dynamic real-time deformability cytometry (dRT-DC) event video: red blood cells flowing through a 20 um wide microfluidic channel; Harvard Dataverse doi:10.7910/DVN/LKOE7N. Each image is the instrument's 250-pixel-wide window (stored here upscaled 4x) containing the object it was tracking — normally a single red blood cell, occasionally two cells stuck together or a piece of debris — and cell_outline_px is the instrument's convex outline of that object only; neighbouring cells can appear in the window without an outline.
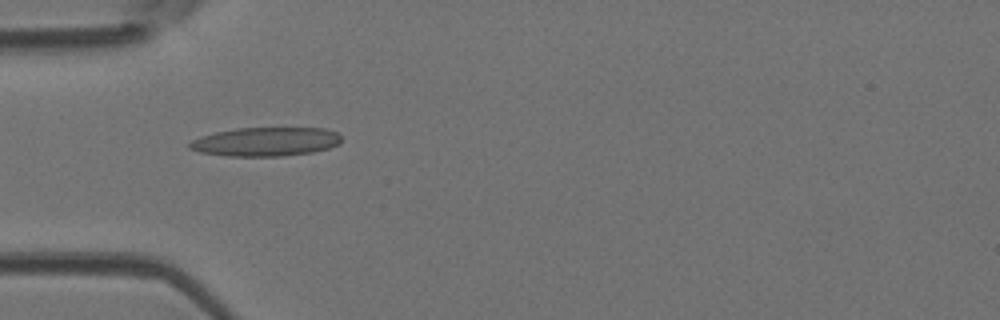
{"species": "Egyptian fruit bat (a non-hibernating species)", "species_latin": "Rousettus aegyptiacus", "temperature_condition": "room temperature", "stored_images_in_passage": 7, "camera_frame_rate_fps": 3000, "um_per_image_px": 0.085, "animal": {"sex": "female"}, "frame": {"image": 1, "passage_image": 4, "time_ms": 1.0, "image_size_px": [1000, 320], "cell_outline_px": [[340, 144], [328, 148], [312, 152], [284, 156], [228, 156], [200, 152], [188, 148], [188, 144], [192, 140], [200, 136], [216, 132], [236, 128], [324, 128], [336, 132], [340, 136]], "centroid_in_image_um": [22.57, 12.04], "position_along_channel_um": 62.4, "area_um2": 25.55}}
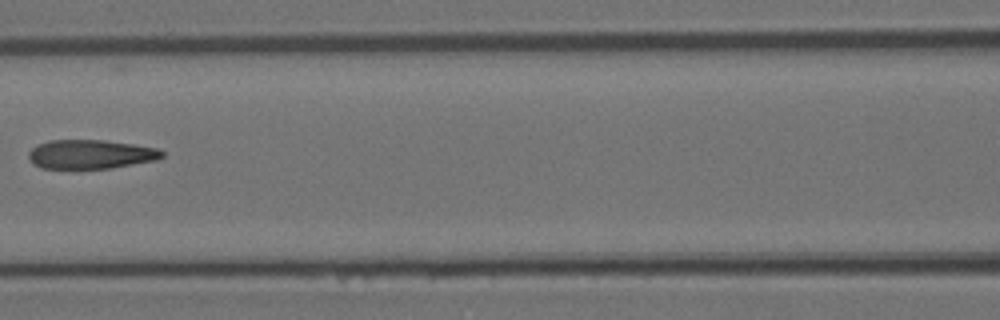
{"frame": {"image": 2, "passage_image": 6, "time_ms": 1.667, "image_size_px": [1000, 320], "cell_outline_px": [[164, 156], [156, 160], [112, 168], [40, 168], [32, 164], [28, 156], [28, 152], [36, 144], [48, 140], [104, 140], [160, 148], [164, 152]], "centroid_in_image_um": [7.69, 13.11], "position_along_channel_um": 158.9, "area_um2": 22.77}}
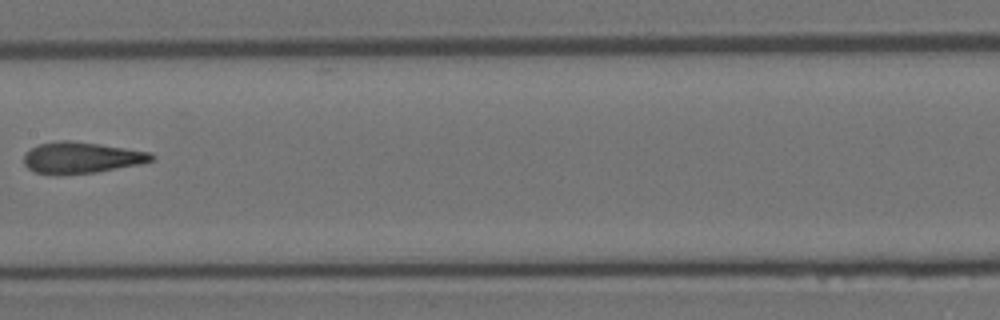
{"frame": {"image": 3, "passage_image": 7, "time_ms": 2.0, "image_size_px": [1000, 320], "cell_outline_px": [[156, 156], [152, 160], [140, 164], [96, 172], [64, 176], [36, 172], [28, 168], [24, 164], [24, 152], [40, 144], [60, 140], [68, 140], [100, 144], [152, 152]], "centroid_in_image_um": [6.92, 13.41], "position_along_channel_um": 200.5, "area_um2": 23.47}}